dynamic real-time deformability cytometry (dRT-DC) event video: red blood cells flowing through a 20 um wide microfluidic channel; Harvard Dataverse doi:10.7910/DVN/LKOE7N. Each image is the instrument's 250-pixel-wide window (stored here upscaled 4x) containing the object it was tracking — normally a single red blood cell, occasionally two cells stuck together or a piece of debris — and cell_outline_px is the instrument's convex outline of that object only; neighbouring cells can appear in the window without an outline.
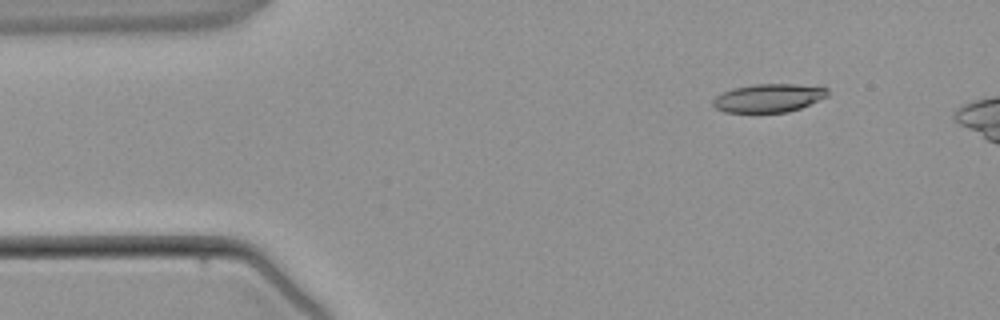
{"species": "common noctule bat (a hibernating species)", "species_latin": "Nyctalus noctula", "temperature_condition": "warm", "stored_images_in_passage": 2, "camera_frame_rate_fps": 3000, "um_per_image_px": 0.085, "animal": {"sex": "male", "body_mass_g": 21.5, "forearm_length_mm": 52.0}, "frame": {"image": 1, "passage_image": 1, "time_ms": 0.0, "image_size_px": [1000, 320], "cell_outline_px": [[828, 96], [800, 108], [788, 112], [724, 112], [716, 108], [712, 104], [712, 100], [716, 96], [732, 88], [752, 84], [820, 84], [828, 88]], "centroid_in_image_um": [65.39, 8.3], "position_along_channel_um": 19.6, "area_um2": 19.25}}
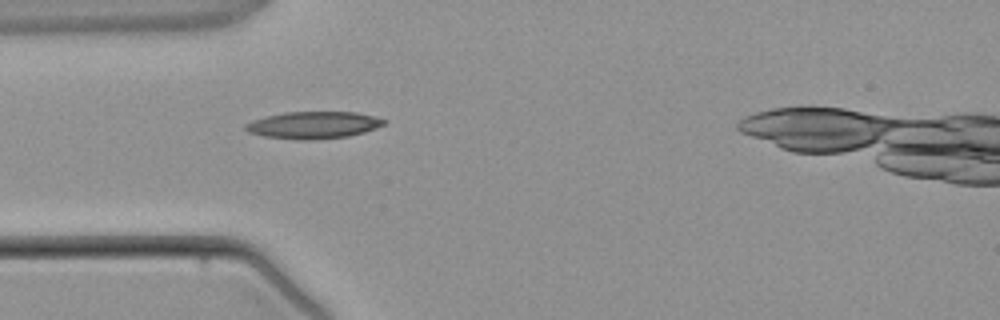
{"frame": {"image": 2, "passage_image": 2, "time_ms": 2.333, "image_size_px": [1000, 320], "cell_outline_px": [[388, 120], [384, 124], [376, 128], [364, 132], [348, 136], [316, 140], [296, 140], [264, 136], [248, 132], [244, 128], [244, 124], [252, 120], [284, 112], [356, 112]], "centroid_in_image_um": [26.63, 10.64], "position_along_channel_um": 58.4, "area_um2": 21.91}}